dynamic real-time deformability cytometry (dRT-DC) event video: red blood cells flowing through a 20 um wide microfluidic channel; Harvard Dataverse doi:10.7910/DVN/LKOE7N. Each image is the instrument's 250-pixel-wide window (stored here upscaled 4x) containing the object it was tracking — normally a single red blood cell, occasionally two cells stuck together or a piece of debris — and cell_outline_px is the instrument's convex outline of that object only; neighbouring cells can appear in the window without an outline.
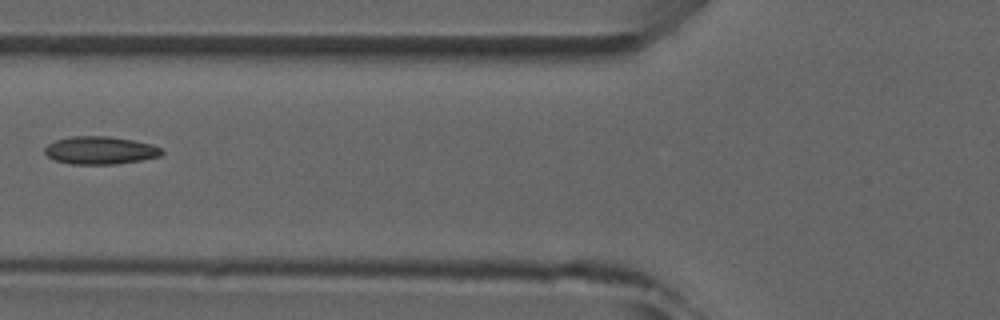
{"species": "common noctule bat (a hibernating species)", "species_latin": "Nyctalus noctula", "temperature_condition": "room temperature", "stored_images_in_passage": 6, "camera_frame_rate_fps": 3000, "um_per_image_px": 0.085, "animal": {"sex": "male", "forearm_length_mm": 52.5}, "frame": {"image": 1, "passage_image": 5, "time_ms": 5.667, "image_size_px": [1000, 320], "cell_outline_px": [[164, 152], [160, 156], [140, 160], [116, 164], [72, 164], [56, 160], [48, 156], [44, 152], [44, 148], [48, 144], [56, 140], [72, 136], [108, 136], [132, 140], [152, 144], [160, 148]], "centroid_in_image_um": [8.51, 12.77], "position_along_channel_um": 117.3, "area_um2": 18.84}}
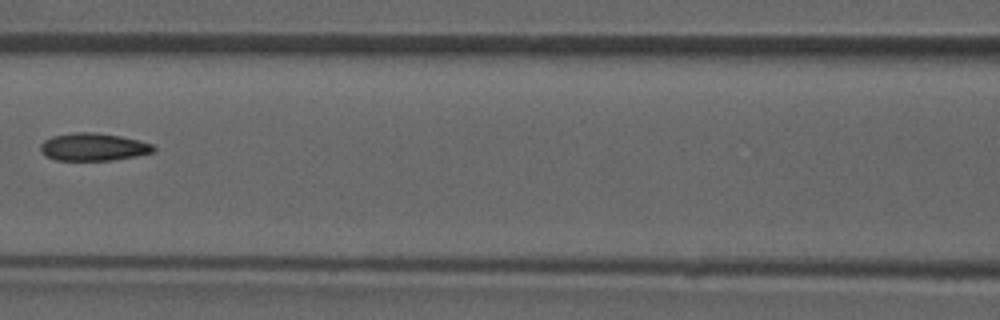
{"frame": {"image": 2, "passage_image": 6, "time_ms": 6.667, "image_size_px": [1000, 320], "cell_outline_px": [[156, 148], [152, 152], [136, 156], [112, 160], [56, 160], [48, 156], [40, 148], [40, 144], [44, 140], [52, 136], [72, 132], [92, 132], [120, 136], [140, 140], [152, 144]], "centroid_in_image_um": [7.95, 12.48], "position_along_channel_um": 158.7, "area_um2": 18.09}}